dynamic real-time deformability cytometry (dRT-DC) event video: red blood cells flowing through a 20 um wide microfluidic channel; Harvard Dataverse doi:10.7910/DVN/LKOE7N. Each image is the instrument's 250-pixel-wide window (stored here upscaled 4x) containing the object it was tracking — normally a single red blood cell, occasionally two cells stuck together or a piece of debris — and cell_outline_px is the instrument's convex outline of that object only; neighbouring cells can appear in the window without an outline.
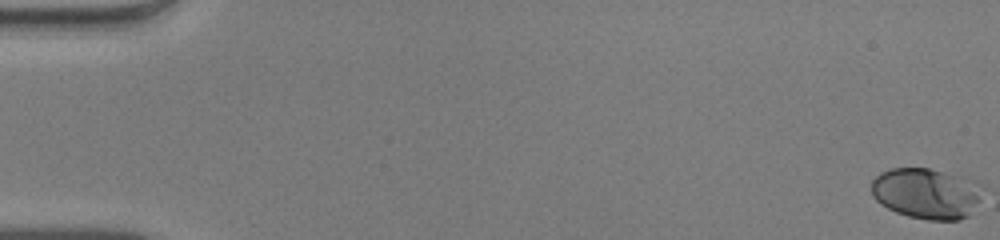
{"species": "human", "species_latin": "Homo sapiens", "temperature_condition": "warm", "stored_images_in_passage": 55, "camera_frame_rate_fps": 3000, "um_per_image_px": 0.085, "donor": {"sex": "male"}, "frame": {"image": 1, "passage_image": 1, "time_ms": 0.0, "image_size_px": [1000, 240], "cell_outline_px": [[984, 184], [968, 216], [960, 220], [928, 220], [908, 216], [896, 212], [880, 204], [872, 196], [872, 180], [880, 172], [888, 168], [928, 168], [976, 180]], "centroid_in_image_um": [78.71, 16.42], "position_along_channel_um": 6.3, "area_um2": 32.83}}
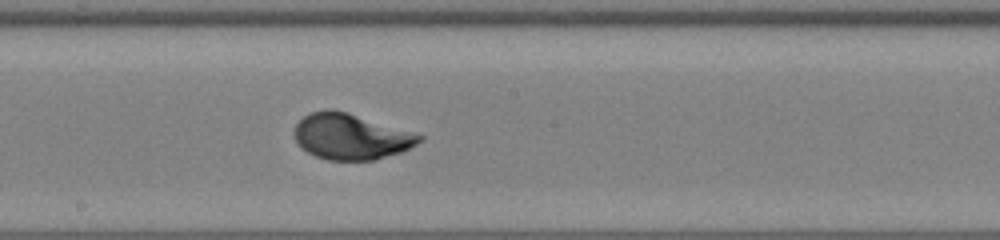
{"frame": {"image": 2, "passage_image": 31, "time_ms": 10.0, "image_size_px": [1000, 240], "cell_outline_px": [[424, 140], [400, 152], [372, 160], [328, 160], [316, 156], [308, 152], [296, 140], [296, 124], [304, 116], [312, 112], [324, 108], [332, 108], [348, 112], [424, 136]], "centroid_in_image_um": [29.82, 11.59], "position_along_channel_um": 218.4, "area_um2": 32.89}}
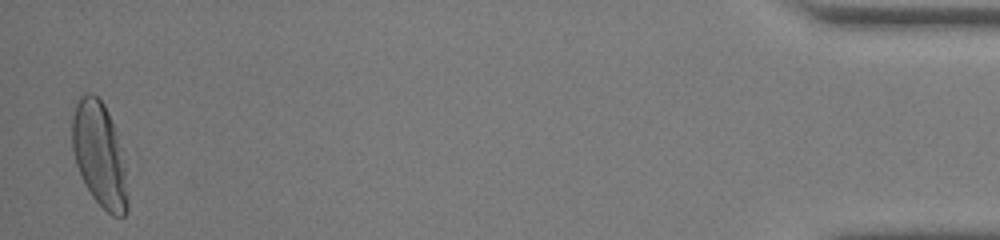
{"frame": {"image": 3, "passage_image": 54, "time_ms": 17.667, "image_size_px": [1000, 240], "cell_outline_px": [[128, 208], [124, 216], [112, 216], [92, 196], [76, 164], [72, 148], [72, 116], [76, 104], [80, 96], [84, 92], [92, 92], [104, 104], [112, 124], [124, 168], [128, 200]], "centroid_in_image_um": [8.41, 13.13], "position_along_channel_um": 426.8, "area_um2": 32.77}, "authors_computed_cell_mechanics": {"area_um2": 32.079, "velocity_mm_per_s": 3.8786, "shape_relaxation_time_tau1_ms": 3.211, "shape_relaxation_time_tau2_ms": null, "deformation_change_tau1": 0.1873, "deformation_change_tau2": null}}